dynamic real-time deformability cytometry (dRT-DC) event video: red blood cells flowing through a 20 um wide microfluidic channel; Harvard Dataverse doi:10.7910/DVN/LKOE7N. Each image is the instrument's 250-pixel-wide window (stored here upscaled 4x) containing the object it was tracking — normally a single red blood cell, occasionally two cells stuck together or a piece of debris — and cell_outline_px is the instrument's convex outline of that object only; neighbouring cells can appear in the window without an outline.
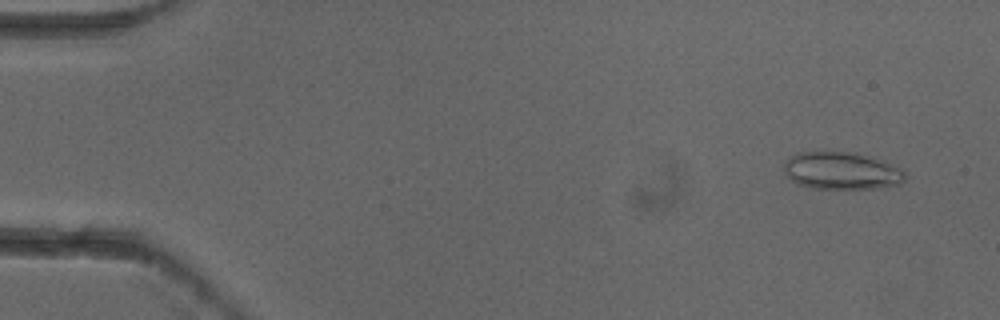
{"species": "common noctule bat (a hibernating species)", "species_latin": "Nyctalus noctula", "temperature_condition": "cold", "stored_images_in_passage": 5, "camera_frame_rate_fps": 3000, "um_per_image_px": 0.085, "animal": {"sex": "female"}, "frame": {"image": 1, "passage_image": 1, "time_ms": 0.0, "image_size_px": [1000, 320], "cell_outline_px": [[904, 180], [900, 184], [876, 188], [812, 188], [800, 184], [792, 180], [784, 172], [784, 164], [796, 152], [856, 152], [872, 156], [900, 168], [904, 172]], "centroid_in_image_um": [71.54, 14.5], "position_along_channel_um": 13.5, "area_um2": 26.18}}
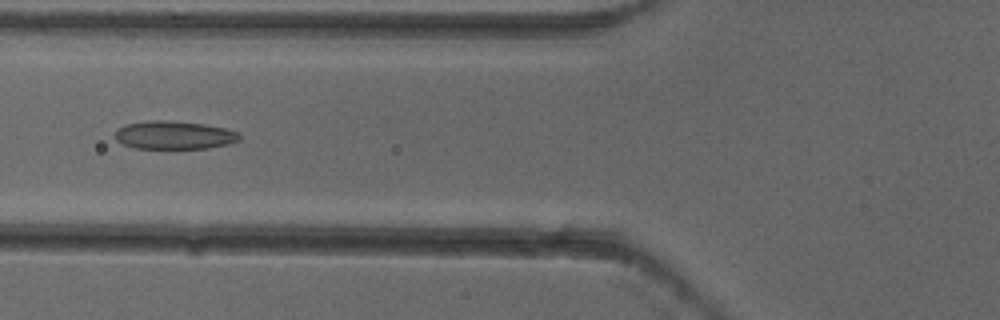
{"frame": {"image": 2, "passage_image": 5, "time_ms": 1.333, "image_size_px": [1000, 320], "cell_outline_px": [[240, 140], [228, 144], [208, 148], [136, 148], [124, 144], [116, 140], [116, 128], [124, 124], [148, 120], [172, 120], [204, 124], [224, 128], [236, 132], [240, 136]], "centroid_in_image_um": [14.77, 11.47], "position_along_channel_um": 111.0, "area_um2": 20.46}}